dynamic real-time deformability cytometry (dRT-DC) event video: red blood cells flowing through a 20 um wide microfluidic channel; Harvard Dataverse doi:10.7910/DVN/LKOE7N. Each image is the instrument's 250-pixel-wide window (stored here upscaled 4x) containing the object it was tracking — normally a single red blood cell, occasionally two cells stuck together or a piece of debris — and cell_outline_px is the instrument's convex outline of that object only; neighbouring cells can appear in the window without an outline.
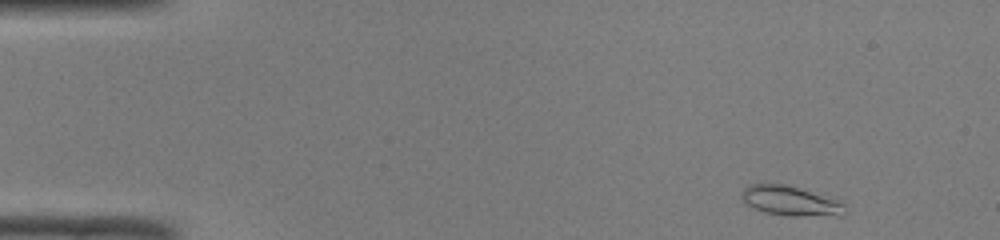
{"species": "common noctule bat (a hibernating species)", "species_latin": "Nyctalus noctula", "temperature_condition": "room temperature", "stored_images_in_passage": 46, "camera_frame_rate_fps": 3000, "um_per_image_px": 0.085, "animal": {"sex": "male", "body_mass_g": 19.0, "forearm_length_mm": 50.8}, "frame": {"image": 1, "passage_image": 1, "time_ms": 0.0, "image_size_px": [1000, 240], "cell_outline_px": [[848, 212], [840, 216], [792, 216], [764, 212], [748, 204], [744, 200], [744, 188], [752, 184], [784, 184], [836, 196], [844, 204]], "centroid_in_image_um": [67.38, 17.08], "position_along_channel_um": 17.6, "area_um2": 18.21}}
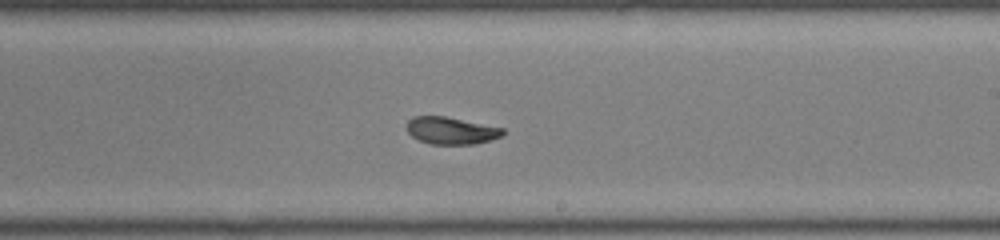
{"frame": {"image": 2, "passage_image": 26, "time_ms": 8.333, "image_size_px": [1000, 240], "cell_outline_px": [[504, 132], [500, 136], [476, 144], [432, 144], [420, 140], [412, 136], [404, 128], [408, 120], [412, 116], [444, 116], [504, 128]], "centroid_in_image_um": [38.29, 11.09], "position_along_channel_um": 250.7, "area_um2": 15.14}}
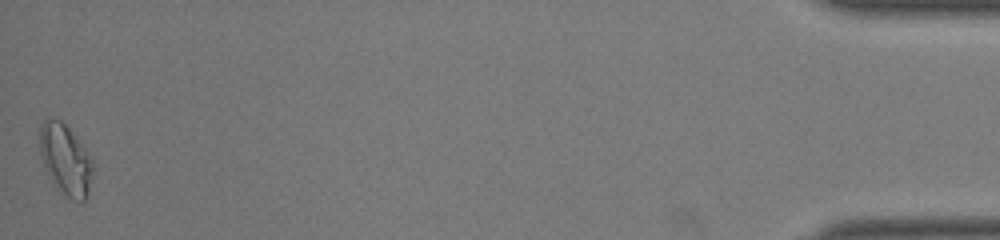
{"frame": {"image": 3, "passage_image": 46, "time_ms": 15.0, "image_size_px": [1000, 240], "cell_outline_px": [[92, 172], [88, 196], [84, 200], [80, 200], [68, 196], [56, 188], [52, 184], [44, 168], [40, 156], [40, 124], [48, 116], [52, 116], [60, 120], [68, 128], [88, 152], [92, 160]], "centroid_in_image_um": [5.53, 13.53], "position_along_channel_um": 429.7, "area_um2": 21.85}, "authors_computed_cell_mechanics": {"area_um2": 16.2996, "velocity_mm_per_s": 4.0472, "shape_relaxation_time_tau1_ms": 4.5771, "shape_relaxation_time_tau2_ms": 1.7913, "deformation_change_tau1": 0.1476, "deformation_change_tau2": 0.0582}}